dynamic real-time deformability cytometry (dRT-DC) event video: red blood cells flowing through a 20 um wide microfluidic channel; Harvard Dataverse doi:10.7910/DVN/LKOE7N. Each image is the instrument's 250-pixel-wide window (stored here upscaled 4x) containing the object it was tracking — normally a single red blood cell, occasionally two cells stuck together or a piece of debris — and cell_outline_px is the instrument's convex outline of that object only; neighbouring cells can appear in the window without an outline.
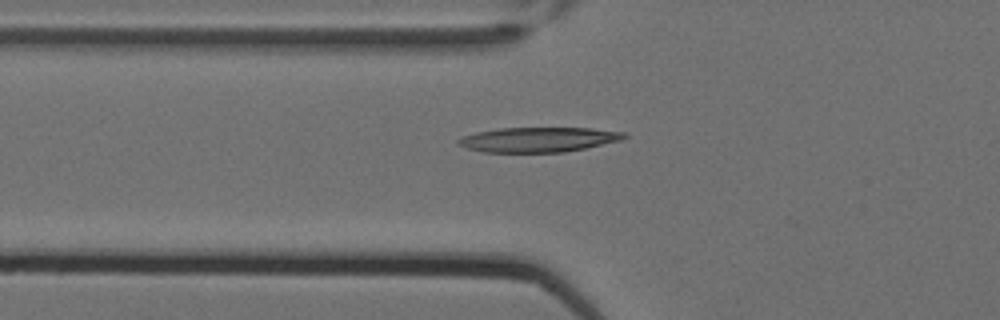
{"species": "Egyptian fruit bat (a non-hibernating species)", "species_latin": "Rousettus aegyptiacus", "temperature_condition": "cold", "stored_images_in_passage": 4, "camera_frame_rate_fps": 3000, "um_per_image_px": 0.085, "animal": {"sex": "female"}, "frame": {"image": 1, "passage_image": 4, "time_ms": 1.0, "image_size_px": [1000, 320], "cell_outline_px": [[628, 136], [620, 140], [584, 148], [564, 152], [484, 152], [468, 148], [456, 144], [456, 140], [464, 136], [476, 132], [500, 128], [592, 128], [624, 132]], "centroid_in_image_um": [45.74, 11.86], "position_along_channel_um": 80.1, "area_um2": 23.81}}